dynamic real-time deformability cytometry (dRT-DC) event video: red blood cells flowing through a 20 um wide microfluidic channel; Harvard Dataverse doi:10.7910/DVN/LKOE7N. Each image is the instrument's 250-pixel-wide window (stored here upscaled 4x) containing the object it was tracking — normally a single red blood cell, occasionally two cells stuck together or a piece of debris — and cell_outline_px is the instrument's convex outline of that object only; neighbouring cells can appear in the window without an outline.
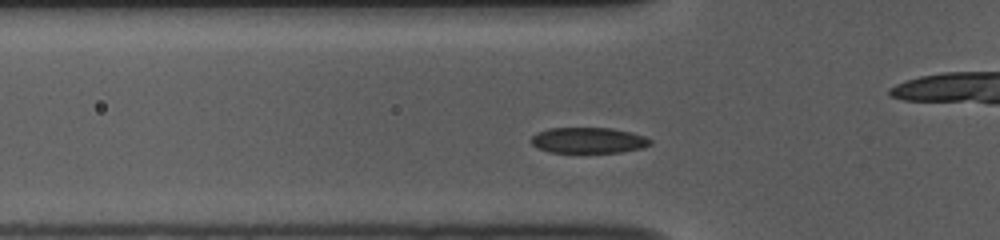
{"species": "common noctule bat (a hibernating species)", "species_latin": "Nyctalus noctula", "temperature_condition": "room temperature", "stored_images_in_passage": 6, "camera_frame_rate_fps": 3000, "um_per_image_px": 0.085, "animal": {"sex": "female", "body_mass_g": 10.0, "forearm_length_mm": 53.1}, "frame": {"image": 1, "passage_image": 4, "time_ms": 1.0, "image_size_px": [1000, 240], "cell_outline_px": [[652, 144], [640, 148], [620, 152], [548, 152], [532, 144], [532, 136], [536, 132], [548, 128], [612, 128], [632, 132], [644, 136], [652, 140]], "centroid_in_image_um": [50.02, 11.91], "position_along_channel_um": 75.8, "area_um2": 17.8}}